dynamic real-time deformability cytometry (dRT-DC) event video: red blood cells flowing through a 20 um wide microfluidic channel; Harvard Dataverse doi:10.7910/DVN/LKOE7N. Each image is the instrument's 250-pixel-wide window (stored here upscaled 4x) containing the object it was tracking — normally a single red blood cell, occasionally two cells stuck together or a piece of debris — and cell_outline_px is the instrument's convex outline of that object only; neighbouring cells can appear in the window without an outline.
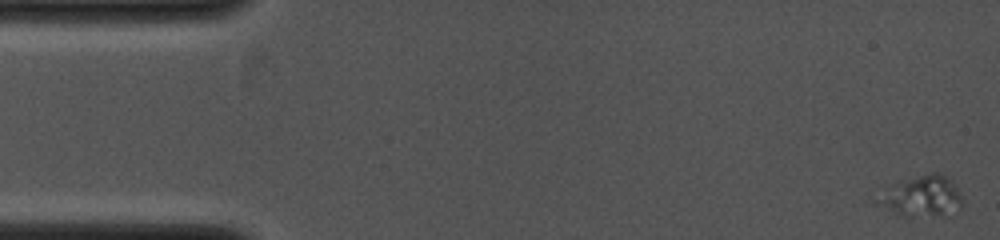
{"species": "common noctule bat (a hibernating species)", "species_latin": "Nyctalus noctula", "temperature_condition": "cold", "stored_images_in_passage": 14, "camera_frame_rate_fps": 4000, "um_per_image_px": 0.085, "animal": {"sex": "female", "body_mass_g": 19.0, "forearm_length_mm": 53.3}, "frame": {"image": 1, "passage_image": 1, "time_ms": 0.0, "image_size_px": [1000, 240], "cell_outline_px": [[964, 204], [956, 216], [900, 216], [892, 212], [884, 204], [884, 200], [892, 184], [896, 180], [932, 172], [936, 172], [952, 180], [960, 192]], "centroid_in_image_um": [78.58, 16.7], "position_along_channel_um": 6.4, "area_um2": 20.0}}
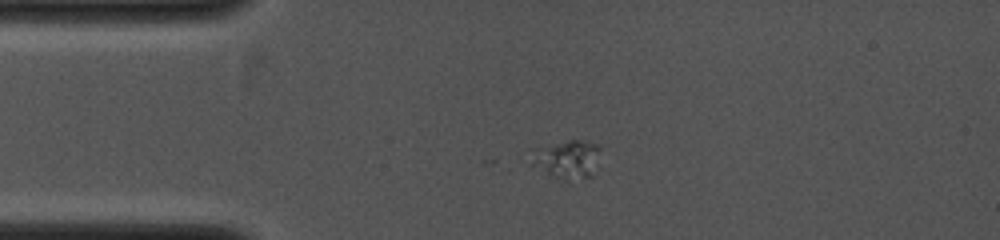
{"frame": {"image": 2, "passage_image": 12, "time_ms": 2.5, "image_size_px": [1000, 240], "cell_outline_px": [[600, 148], [592, 176], [564, 176], [548, 172], [532, 164], [536, 160], [556, 144], [568, 140], [584, 140], [600, 144]], "centroid_in_image_um": [48.48, 13.48], "position_along_channel_um": 36.5, "area_um2": 12.95}}